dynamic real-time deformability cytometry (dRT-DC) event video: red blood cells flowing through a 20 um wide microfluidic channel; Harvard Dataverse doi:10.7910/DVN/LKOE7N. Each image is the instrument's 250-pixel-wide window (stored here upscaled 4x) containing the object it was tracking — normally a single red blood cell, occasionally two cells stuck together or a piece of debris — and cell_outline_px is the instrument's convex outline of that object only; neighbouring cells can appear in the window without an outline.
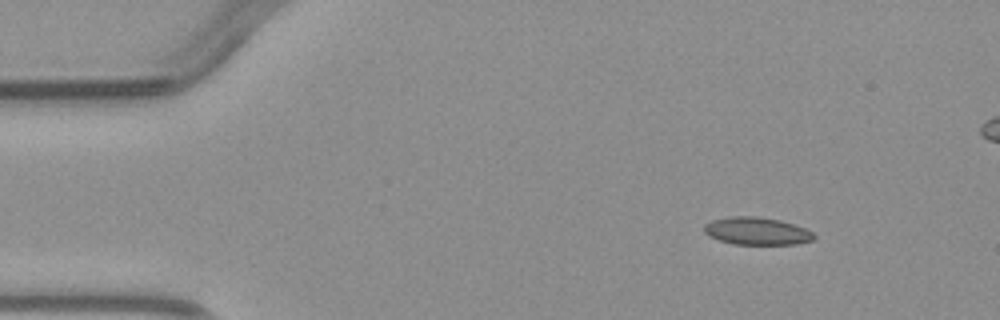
{"species": "common noctule bat (a hibernating species)", "species_latin": "Nyctalus noctula", "temperature_condition": "warm", "stored_images_in_passage": 4, "segment_of_instrument_passage": [1, 2], "camera_frame_rate_fps": 3000, "um_per_image_px": 0.085, "animal": {"sex": "male", "body_mass_g": 23.1, "forearm_length_mm": 52.7}, "frame": {"image": 1, "passage_image": 1, "time_ms": 0.0, "image_size_px": [1000, 320], "cell_outline_px": [[816, 236], [812, 240], [796, 244], [732, 244], [708, 236], [704, 232], [704, 224], [712, 220], [728, 216], [756, 216], [780, 220], [804, 228], [812, 232]], "centroid_in_image_um": [64.29, 19.63], "position_along_channel_um": 20.7, "area_um2": 17.63}}